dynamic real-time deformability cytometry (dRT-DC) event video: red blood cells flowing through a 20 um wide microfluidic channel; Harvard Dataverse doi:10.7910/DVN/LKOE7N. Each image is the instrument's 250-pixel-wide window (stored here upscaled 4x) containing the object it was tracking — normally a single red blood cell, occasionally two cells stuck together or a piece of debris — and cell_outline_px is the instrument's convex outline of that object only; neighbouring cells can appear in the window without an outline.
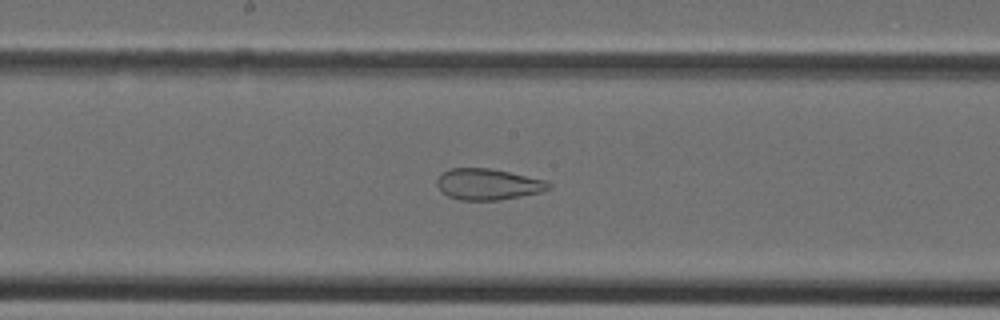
{"species": "Egyptian fruit bat (a non-hibernating species)", "species_latin": "Rousettus aegyptiacus", "temperature_condition": "cold", "stored_images_in_passage": 27, "camera_frame_rate_fps": 3000, "um_per_image_px": 0.085, "animal": {"sex": "female"}, "frame": {"image": 1, "passage_image": 9, "time_ms": 2.667, "image_size_px": [1000, 320], "cell_outline_px": [[552, 188], [540, 192], [500, 200], [460, 200], [448, 196], [436, 184], [436, 180], [444, 172], [452, 168], [492, 168], [548, 180], [552, 184]], "centroid_in_image_um": [41.54, 15.65], "position_along_channel_um": 206.7, "area_um2": 20.35}}
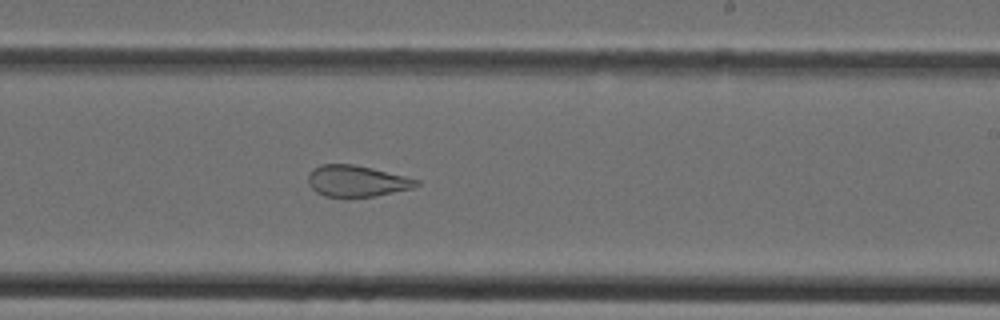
{"frame": {"image": 2, "passage_image": 12, "time_ms": 3.667, "image_size_px": [1000, 320], "cell_outline_px": [[420, 184], [412, 188], [376, 196], [324, 196], [316, 192], [308, 184], [308, 172], [312, 168], [320, 164], [352, 164], [372, 168], [420, 180]], "centroid_in_image_um": [30.29, 15.37], "position_along_channel_um": 258.7, "area_um2": 19.65}}
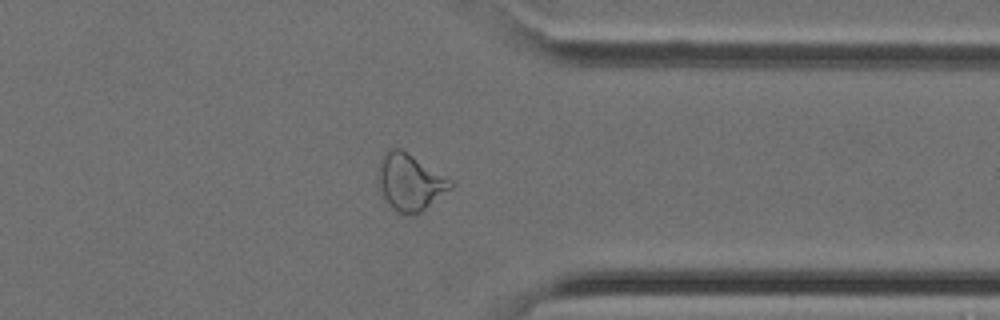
{"frame": {"image": 3, "passage_image": 19, "time_ms": 6.0, "image_size_px": [1000, 320], "cell_outline_px": [[456, 184], [452, 188], [420, 212], [408, 216], [400, 216], [380, 196], [380, 160], [384, 152], [388, 148], [400, 148], [456, 180]], "centroid_in_image_um": [34.9, 15.5], "position_along_channel_um": 376.5, "area_um2": 24.39}}